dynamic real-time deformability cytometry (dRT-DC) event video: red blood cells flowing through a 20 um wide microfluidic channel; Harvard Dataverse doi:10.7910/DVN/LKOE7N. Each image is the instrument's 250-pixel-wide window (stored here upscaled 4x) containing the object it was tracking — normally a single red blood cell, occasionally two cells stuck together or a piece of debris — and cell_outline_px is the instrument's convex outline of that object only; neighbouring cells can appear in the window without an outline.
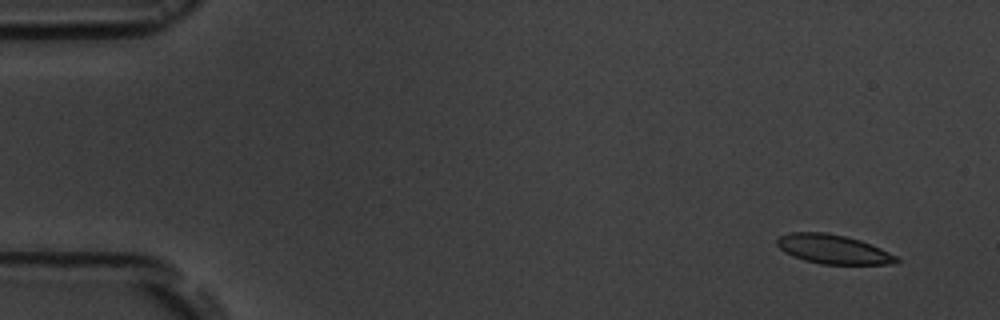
{"species": "common noctule bat (a hibernating species)", "species_latin": "Nyctalus noctula", "temperature_condition": "room temperature", "stored_images_in_passage": 18, "camera_frame_rate_fps": 3000, "um_per_image_px": 0.085, "animal": {"sex": "male", "body_mass_g": 19.5, "forearm_length_mm": 54.6}, "frame": {"image": 1, "passage_image": 2, "time_ms": 1.0, "image_size_px": [1000, 320], "cell_outline_px": [[900, 260], [896, 264], [820, 264], [804, 260], [792, 256], [784, 252], [776, 244], [776, 240], [780, 236], [788, 232], [824, 232], [844, 236], [860, 240], [900, 256]], "centroid_in_image_um": [70.83, 21.19], "position_along_channel_um": 14.2, "area_um2": 20.46}}
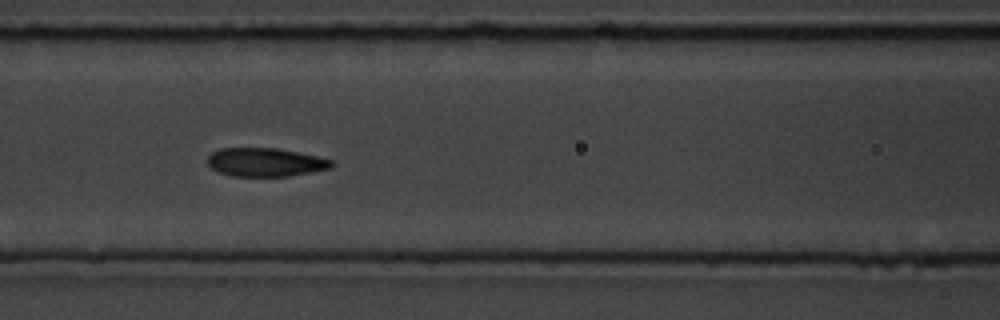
{"frame": {"image": 2, "passage_image": 8, "time_ms": 7.667, "image_size_px": [1000, 320], "cell_outline_px": [[336, 164], [332, 168], [288, 176], [232, 176], [220, 172], [212, 168], [208, 164], [208, 156], [212, 152], [220, 148], [276, 148], [316, 156], [332, 160]], "centroid_in_image_um": [22.57, 13.79], "position_along_channel_um": 144.0, "area_um2": 20.52}}
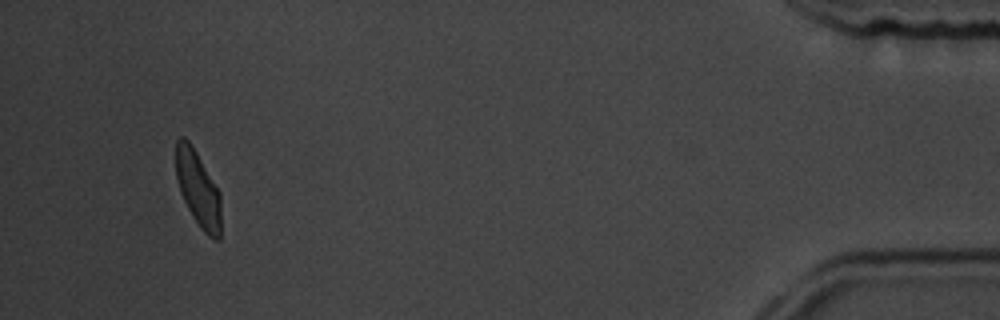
{"frame": {"image": 3, "passage_image": 16, "time_ms": 17.0, "image_size_px": [1000, 320], "cell_outline_px": [[220, 240], [212, 240], [200, 228], [188, 208], [180, 192], [176, 176], [176, 140], [180, 136], [184, 136], [188, 140], [196, 152], [220, 192]], "centroid_in_image_um": [16.83, 16.06], "position_along_channel_um": 418.4, "area_um2": 19.77}, "authors_computed_cell_mechanics": {"area_um2": 20.6924, "velocity_mm_per_s": 3.7302, "shape_relaxation_time_tau1_ms": 2.0564, "shape_relaxation_time_tau2_ms": 1.0644, "deformation_change_tau1": 0.0844, "deformation_change_tau2": 0.0321}}